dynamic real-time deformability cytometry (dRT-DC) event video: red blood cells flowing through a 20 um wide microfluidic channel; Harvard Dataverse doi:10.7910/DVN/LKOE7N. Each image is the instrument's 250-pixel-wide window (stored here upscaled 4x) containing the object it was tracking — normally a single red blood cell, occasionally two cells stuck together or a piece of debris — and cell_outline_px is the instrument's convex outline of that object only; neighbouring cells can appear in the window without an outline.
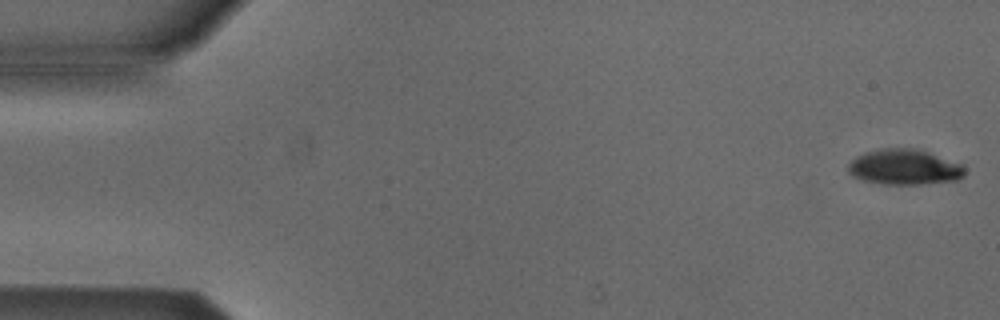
{"species": "Egyptian fruit bat (a non-hibernating species)", "species_latin": "Rousettus aegyptiacus", "temperature_condition": "cold", "stored_images_in_passage": 6, "camera_frame_rate_fps": 3000, "um_per_image_px": 0.085, "animal": {"sex": "male"}, "frame": {"image": 1, "passage_image": 1, "time_ms": 0.0, "image_size_px": [1000, 320], "cell_outline_px": [[964, 176], [956, 180], [920, 184], [884, 184], [864, 180], [852, 176], [848, 172], [848, 164], [856, 156], [864, 152], [880, 148], [916, 148], [964, 164]], "centroid_in_image_um": [76.87, 14.19], "position_along_channel_um": 8.1, "area_um2": 24.16}}
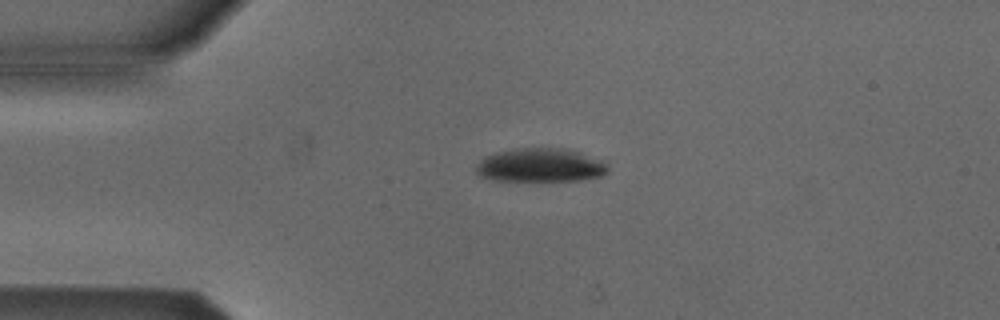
{"frame": {"image": 2, "passage_image": 4, "time_ms": 3.667, "image_size_px": [1000, 320], "cell_outline_px": [[608, 172], [600, 176], [580, 180], [492, 180], [480, 176], [476, 172], [476, 164], [484, 156], [496, 152], [516, 148], [564, 148], [580, 152], [604, 160], [608, 164]], "centroid_in_image_um": [45.94, 14.03], "position_along_channel_um": 39.1, "area_um2": 26.01}}